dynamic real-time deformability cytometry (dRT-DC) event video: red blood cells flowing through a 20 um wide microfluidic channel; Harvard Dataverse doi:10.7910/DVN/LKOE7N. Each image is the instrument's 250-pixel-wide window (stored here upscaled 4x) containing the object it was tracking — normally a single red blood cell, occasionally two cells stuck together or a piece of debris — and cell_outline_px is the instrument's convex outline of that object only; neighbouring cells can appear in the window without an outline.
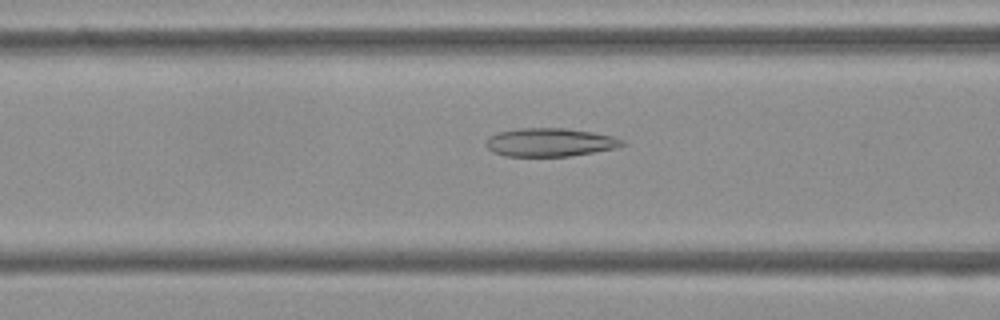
{"species": "Egyptian fruit bat (a non-hibernating species)", "species_latin": "Rousettus aegyptiacus", "temperature_condition": "cold", "stored_images_in_passage": 52, "camera_frame_rate_fps": 3000, "um_per_image_px": 0.085, "frame": {"image": 1, "passage_image": 20, "time_ms": 6.333, "image_size_px": [1000, 320], "cell_outline_px": [[628, 144], [620, 148], [568, 156], [504, 156], [492, 152], [484, 144], [488, 136], [496, 132], [516, 128], [564, 128], [592, 132], [612, 136], [624, 140]], "centroid_in_image_um": [46.74, 12.09], "position_along_channel_um": 119.9, "area_um2": 22.89}}
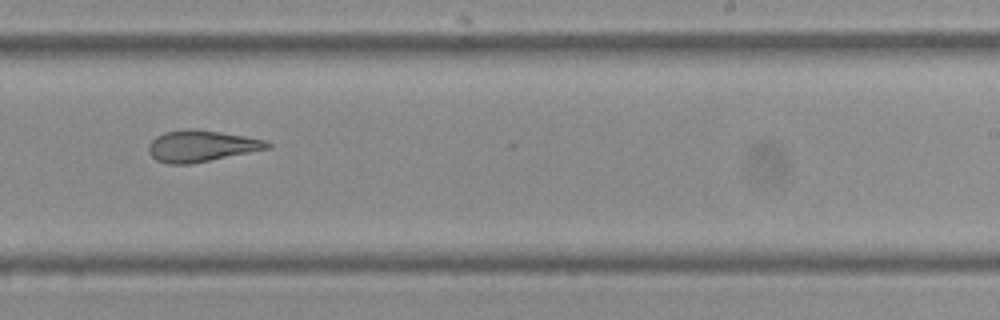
{"frame": {"image": 2, "passage_image": 32, "time_ms": 10.333, "image_size_px": [1000, 320], "cell_outline_px": [[272, 148], [188, 164], [168, 164], [156, 160], [148, 152], [148, 144], [156, 136], [164, 132], [192, 128], [244, 136], [264, 140], [272, 144]], "centroid_in_image_um": [17.09, 12.41], "position_along_channel_um": 271.9, "area_um2": 21.56}}
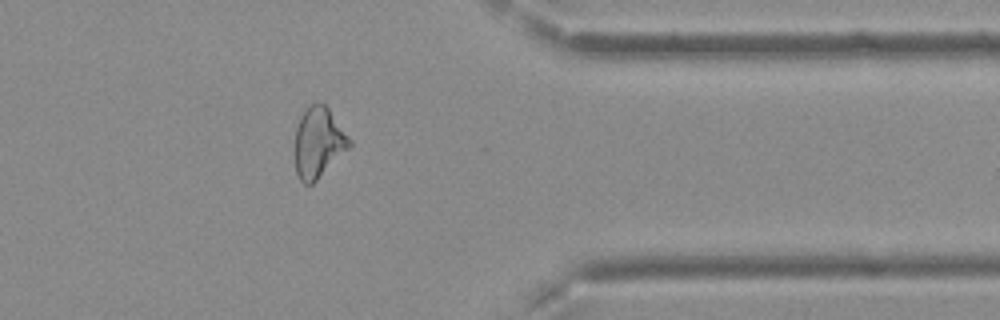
{"frame": {"image": 3, "passage_image": 42, "time_ms": 13.667, "image_size_px": [1000, 320], "cell_outline_px": [[352, 144], [312, 184], [304, 184], [300, 180], [296, 172], [296, 128], [300, 116], [316, 100], [324, 104], [328, 108], [352, 140]], "centroid_in_image_um": [27.07, 12.09], "position_along_channel_um": 384.3, "area_um2": 21.91}, "authors_computed_cell_mechanics": {"area_um2": 23.5535, "velocity_mm_per_s": 3.8016, "shape_relaxation_time_tau1_ms": null, "shape_relaxation_time_tau2_ms": 2.5127, "deformation_change_tau1": null, "deformation_change_tau2": 0.1056}}